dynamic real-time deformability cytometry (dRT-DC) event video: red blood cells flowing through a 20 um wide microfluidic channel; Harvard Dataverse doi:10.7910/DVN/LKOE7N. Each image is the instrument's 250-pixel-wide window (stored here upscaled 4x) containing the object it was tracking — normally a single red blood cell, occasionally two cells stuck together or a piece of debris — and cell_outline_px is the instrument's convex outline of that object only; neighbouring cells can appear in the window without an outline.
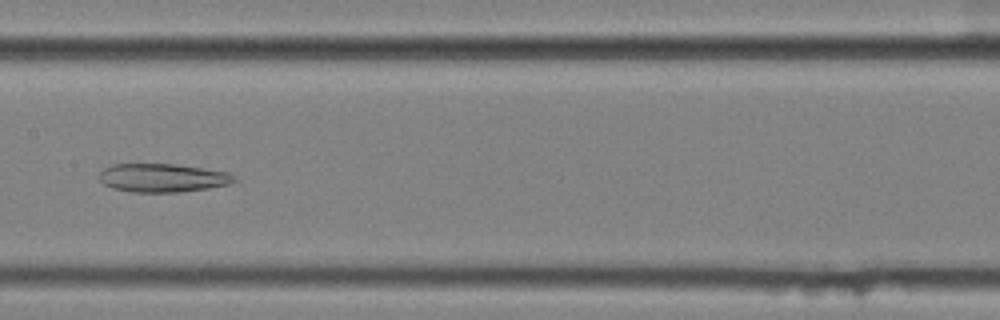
{"species": "common noctule bat (a hibernating species)", "species_latin": "Nyctalus noctula", "temperature_condition": "cold", "stored_images_in_passage": 47, "camera_frame_rate_fps": 3000, "um_per_image_px": 0.085, "animal": {"sex": "female", "body_mass_g": 25.1}, "frame": {"image": 1, "passage_image": 28, "time_ms": 9.0, "image_size_px": [1000, 320], "cell_outline_px": [[236, 180], [228, 184], [208, 188], [180, 192], [132, 192], [112, 188], [104, 184], [100, 180], [100, 172], [104, 168], [112, 164], [172, 164], [228, 172]], "centroid_in_image_um": [13.77, 15.12], "position_along_channel_um": 193.6, "area_um2": 22.14}}
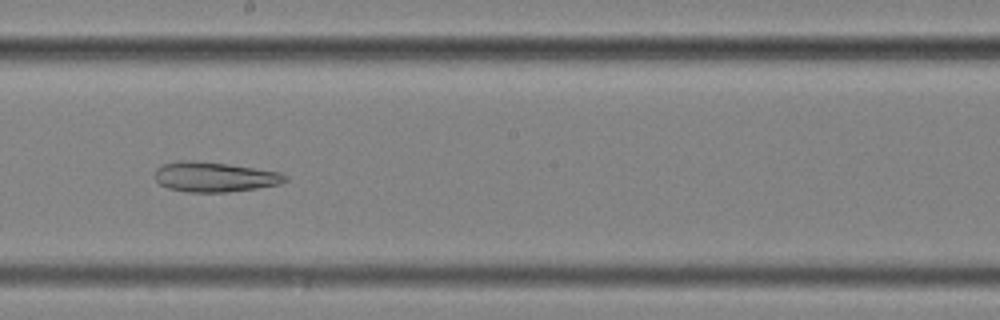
{"frame": {"image": 2, "passage_image": 31, "time_ms": 10.0, "image_size_px": [1000, 320], "cell_outline_px": [[288, 180], [280, 184], [256, 188], [228, 192], [188, 192], [168, 188], [160, 184], [156, 180], [156, 168], [160, 164], [180, 160], [188, 160], [228, 164], [280, 172], [288, 176]], "centroid_in_image_um": [18.23, 15.03], "position_along_channel_um": 230.0, "area_um2": 22.72}}
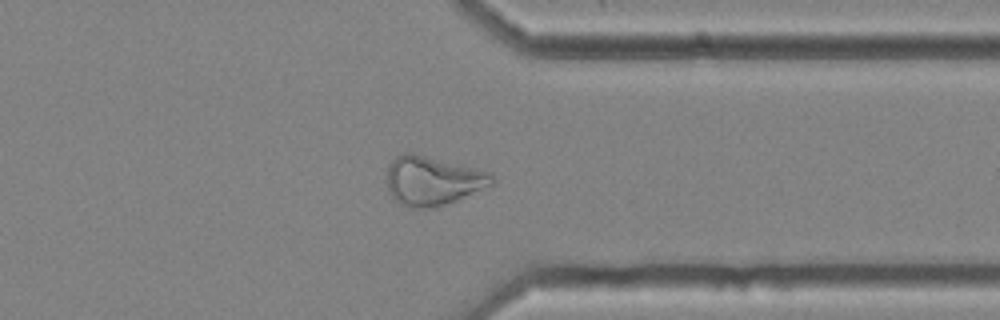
{"frame": {"image": 3, "passage_image": 43, "time_ms": 14.0, "image_size_px": [1000, 320], "cell_outline_px": [[496, 180], [492, 184], [456, 200], [436, 208], [408, 208], [400, 204], [388, 192], [388, 168], [392, 160], [396, 156], [404, 152], [412, 152], [492, 172]], "centroid_in_image_um": [36.78, 15.36], "position_along_channel_um": 374.6, "area_um2": 30.11}}